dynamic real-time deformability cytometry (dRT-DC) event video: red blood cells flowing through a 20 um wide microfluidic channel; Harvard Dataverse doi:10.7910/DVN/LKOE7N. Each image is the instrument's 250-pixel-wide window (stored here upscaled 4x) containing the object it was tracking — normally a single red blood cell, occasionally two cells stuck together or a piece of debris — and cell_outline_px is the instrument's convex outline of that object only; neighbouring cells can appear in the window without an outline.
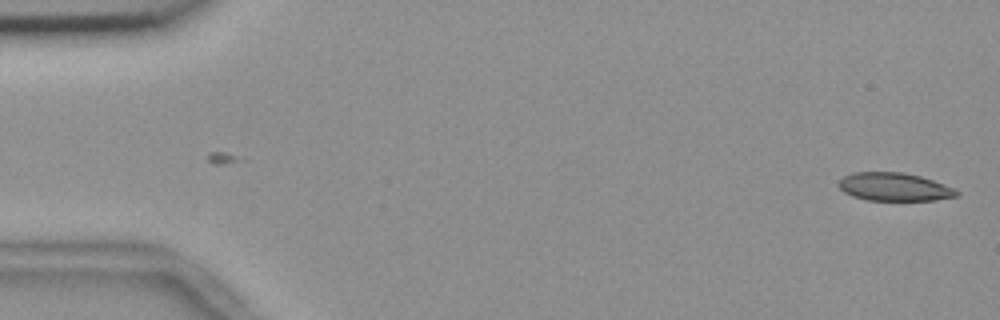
{"species": "common noctule bat (a hibernating species)", "species_latin": "Nyctalus noctula", "temperature_condition": "room temperature", "stored_images_in_passage": 4, "camera_frame_rate_fps": 3000, "um_per_image_px": 0.085, "animal": {"sex": "female", "body_mass_g": 18.4}, "frame": {"image": 1, "passage_image": 4, "time_ms": 1.0, "image_size_px": [1000, 320], "cell_outline_px": [[960, 192], [956, 196], [936, 200], [868, 200], [852, 196], [844, 192], [840, 188], [840, 180], [844, 176], [852, 172], [904, 172], [920, 176], [932, 180], [952, 188]], "centroid_in_image_um": [75.99, 15.88], "position_along_channel_um": 9.0, "area_um2": 19.13}}